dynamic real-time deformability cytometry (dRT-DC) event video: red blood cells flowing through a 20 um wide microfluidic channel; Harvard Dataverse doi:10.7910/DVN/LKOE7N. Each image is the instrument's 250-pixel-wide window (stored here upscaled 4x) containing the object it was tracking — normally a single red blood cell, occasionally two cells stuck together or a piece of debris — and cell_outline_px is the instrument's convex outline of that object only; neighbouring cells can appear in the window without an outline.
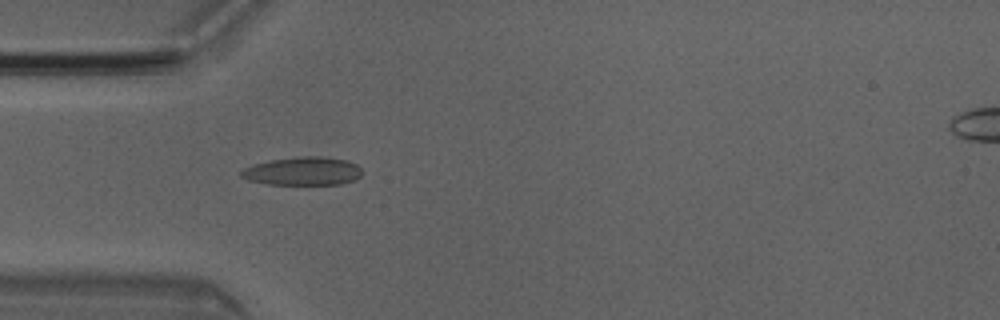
{"species": "Egyptian fruit bat (a non-hibernating species)", "species_latin": "Rousettus aegyptiacus", "temperature_condition": "room temperature", "stored_images_in_passage": 4, "camera_frame_rate_fps": 3000, "um_per_image_px": 0.085, "animal": {"sex": "male"}, "frame": {"image": 1, "passage_image": 4, "time_ms": 1.0, "image_size_px": [1000, 320], "cell_outline_px": [[364, 172], [356, 180], [340, 184], [268, 184], [248, 180], [240, 176], [240, 172], [244, 168], [252, 164], [268, 160], [300, 156], [320, 156], [344, 160], [356, 164]], "centroid_in_image_um": [25.73, 14.54], "position_along_channel_um": 59.3, "area_um2": 20.06}}